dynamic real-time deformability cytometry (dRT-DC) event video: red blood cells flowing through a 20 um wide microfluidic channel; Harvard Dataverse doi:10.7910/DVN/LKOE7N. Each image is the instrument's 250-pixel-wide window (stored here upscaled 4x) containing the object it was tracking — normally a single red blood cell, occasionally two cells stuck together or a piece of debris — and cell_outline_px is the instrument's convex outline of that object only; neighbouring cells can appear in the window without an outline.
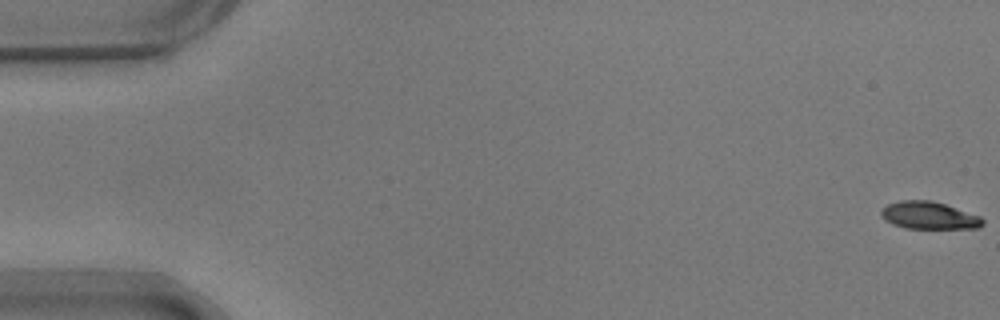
{"species": "common noctule bat (a hibernating species)", "species_latin": "Nyctalus noctula", "temperature_condition": "warm", "stored_images_in_passage": 55, "camera_frame_rate_fps": 3000, "um_per_image_px": 0.085, "animal": {"sex": "male", "body_mass_g": 17.9}, "frame": {"image": 1, "passage_image": 1, "time_ms": 0.0, "image_size_px": [1000, 320], "cell_outline_px": [[984, 224], [980, 228], [904, 228], [892, 224], [884, 220], [880, 216], [880, 212], [888, 204], [900, 200], [928, 200], [944, 204], [980, 216], [984, 220]], "centroid_in_image_um": [78.95, 18.32], "position_along_channel_um": 6.1, "area_um2": 16.18}}
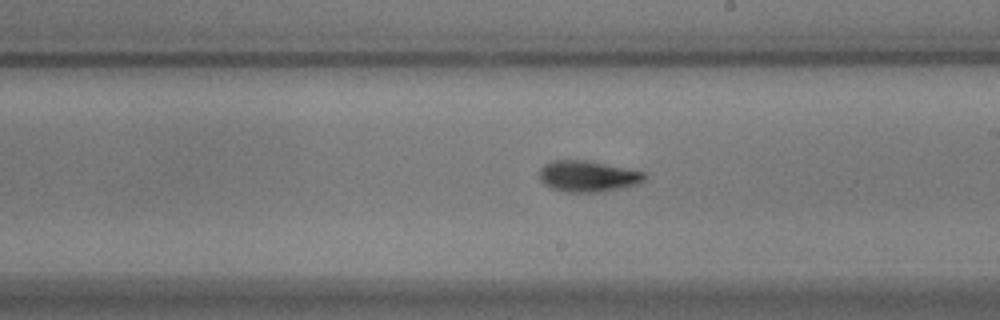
{"frame": {"image": 2, "passage_image": 32, "time_ms": 10.333, "image_size_px": [1000, 320], "cell_outline_px": [[648, 176], [644, 180], [636, 184], [620, 188], [600, 192], [564, 192], [552, 188], [544, 184], [540, 180], [540, 168], [544, 164], [552, 160], [588, 160], [648, 172]], "centroid_in_image_um": [49.99, 14.97], "position_along_channel_um": 239.0, "area_um2": 19.31}}
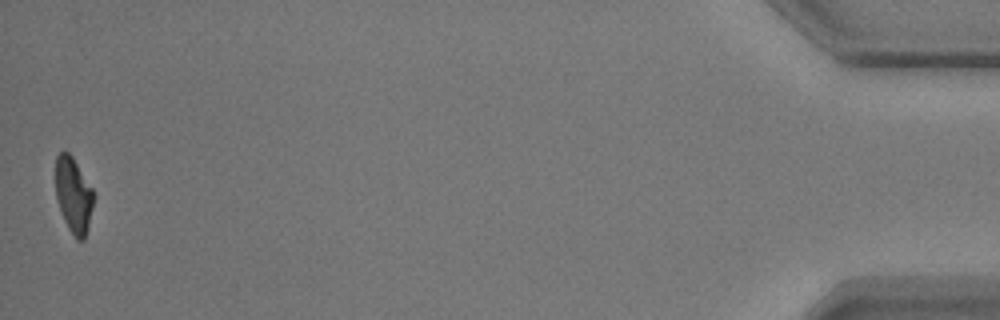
{"frame": {"image": 3, "passage_image": 55, "time_ms": 18.0, "image_size_px": [1000, 320], "cell_outline_px": [[96, 196], [88, 228], [84, 240], [76, 240], [68, 228], [60, 212], [56, 196], [56, 156], [60, 152], [68, 152], [72, 156], [92, 188]], "centroid_in_image_um": [6.27, 16.62], "position_along_channel_um": 428.9, "area_um2": 16.94}, "authors_computed_cell_mechanics": {"area_um2": 18.1492, "velocity_mm_per_s": 3.6936, "shape_relaxation_time_tau1_ms": 3.6824, "shape_relaxation_time_tau2_ms": 2.8179, "deformation_change_tau1": 0.1671, "deformation_change_tau2": 0.0772}}